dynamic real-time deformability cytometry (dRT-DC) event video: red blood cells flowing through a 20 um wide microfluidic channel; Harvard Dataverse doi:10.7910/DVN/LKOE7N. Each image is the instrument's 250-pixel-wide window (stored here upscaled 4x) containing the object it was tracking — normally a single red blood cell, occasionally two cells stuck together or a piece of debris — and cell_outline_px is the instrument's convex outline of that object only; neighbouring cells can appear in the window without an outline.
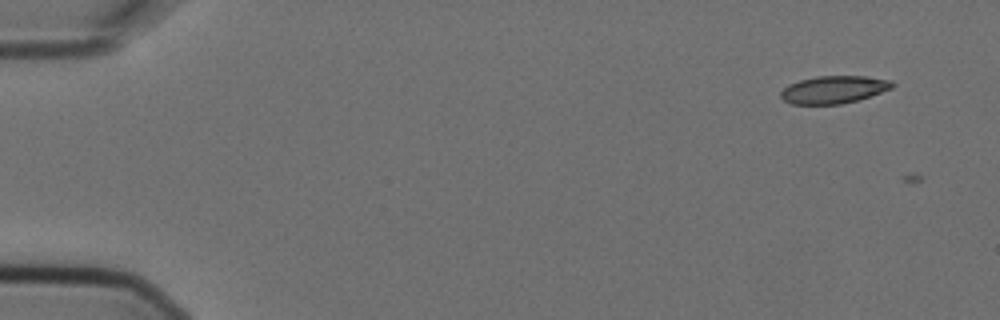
{"species": "Egyptian fruit bat (a non-hibernating species)", "species_latin": "Rousettus aegyptiacus", "temperature_condition": "cold", "stored_images_in_passage": 2, "camera_frame_rate_fps": 3000, "um_per_image_px": 0.085, "animal": {"sex": "female"}, "frame": {"image": 1, "passage_image": 1, "time_ms": 0.0, "image_size_px": [1000, 320], "cell_outline_px": [[896, 84], [892, 88], [856, 100], [840, 104], [792, 104], [784, 100], [780, 96], [780, 92], [788, 84], [800, 80], [816, 76], [868, 76], [892, 80]], "centroid_in_image_um": [70.87, 7.6], "position_along_channel_um": 14.1, "area_um2": 17.86}}